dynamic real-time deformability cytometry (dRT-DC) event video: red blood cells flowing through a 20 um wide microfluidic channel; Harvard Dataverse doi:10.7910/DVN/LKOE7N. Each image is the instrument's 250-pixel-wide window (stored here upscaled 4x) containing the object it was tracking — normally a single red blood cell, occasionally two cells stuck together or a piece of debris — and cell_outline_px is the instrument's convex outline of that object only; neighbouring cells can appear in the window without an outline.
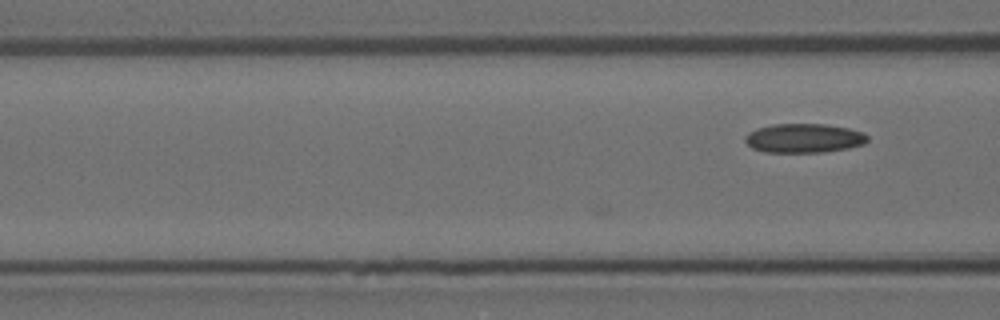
{"species": "Egyptian fruit bat (a non-hibernating species)", "species_latin": "Rousettus aegyptiacus", "temperature_condition": "room temperature", "stored_images_in_passage": 3, "camera_frame_rate_fps": 3000, "um_per_image_px": 0.085, "animal": {"sex": "female"}, "frame": {"image": 1, "passage_image": 3, "time_ms": 0.667, "image_size_px": [1000, 320], "cell_outline_px": [[868, 140], [864, 144], [848, 148], [824, 152], [764, 152], [752, 148], [744, 140], [744, 136], [748, 132], [756, 128], [772, 124], [824, 124], [848, 128], [864, 132], [868, 136]], "centroid_in_image_um": [68.32, 11.74], "position_along_channel_um": 98.3, "area_um2": 20.92}}